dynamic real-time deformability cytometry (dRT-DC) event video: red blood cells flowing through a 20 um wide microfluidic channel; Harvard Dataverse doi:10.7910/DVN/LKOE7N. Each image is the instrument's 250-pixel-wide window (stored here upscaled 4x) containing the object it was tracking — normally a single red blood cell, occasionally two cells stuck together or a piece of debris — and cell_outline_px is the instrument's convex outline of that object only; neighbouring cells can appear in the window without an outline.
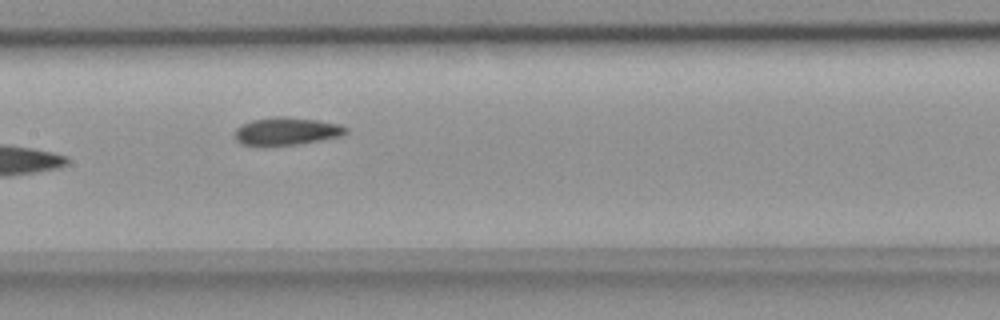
{"species": "common noctule bat (a hibernating species)", "species_latin": "Nyctalus noctula", "temperature_condition": "room temperature", "stored_images_in_passage": 9, "camera_frame_rate_fps": 3000, "um_per_image_px": 0.085, "animal": {"sex": "female", "body_mass_g": 18.4}, "frame": {"image": 1, "passage_image": 8, "time_ms": 2.333, "image_size_px": [1000, 320], "cell_outline_px": [[348, 132], [340, 136], [320, 140], [296, 144], [240, 144], [236, 140], [236, 128], [252, 120], [276, 116], [288, 116], [316, 120], [340, 124], [348, 128]], "centroid_in_image_um": [24.4, 11.12], "position_along_channel_um": 183.0, "area_um2": 17.51}}
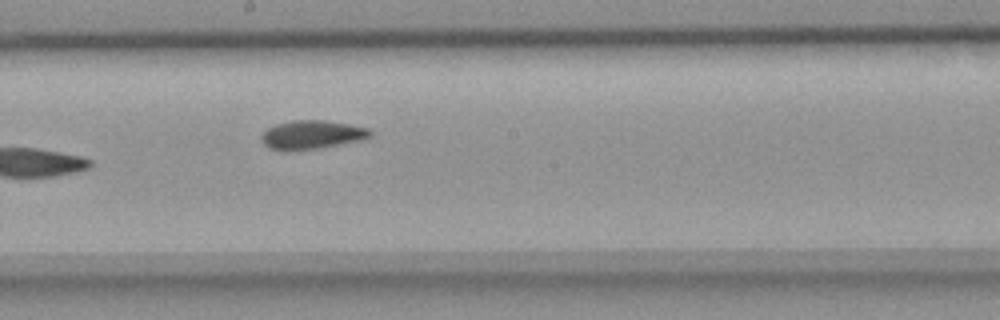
{"frame": {"image": 2, "passage_image": 9, "time_ms": 2.667, "image_size_px": [1000, 320], "cell_outline_px": [[372, 136], [360, 140], [316, 148], [268, 148], [260, 140], [260, 136], [268, 128], [276, 124], [292, 120], [324, 120], [348, 124], [368, 128], [372, 132]], "centroid_in_image_um": [26.52, 11.41], "position_along_channel_um": 221.7, "area_um2": 17.51}}